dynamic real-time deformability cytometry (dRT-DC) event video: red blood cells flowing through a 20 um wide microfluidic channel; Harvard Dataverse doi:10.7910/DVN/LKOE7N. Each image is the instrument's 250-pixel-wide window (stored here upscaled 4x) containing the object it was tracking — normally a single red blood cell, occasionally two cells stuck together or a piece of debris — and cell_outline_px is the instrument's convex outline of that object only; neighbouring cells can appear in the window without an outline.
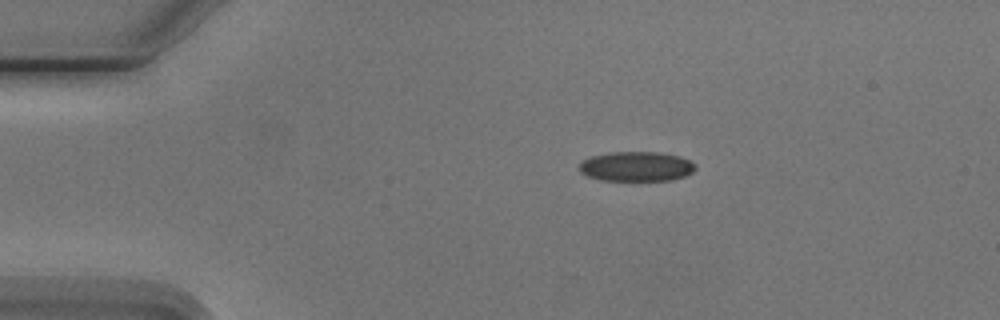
{"species": "Egyptian fruit bat (a non-hibernating species)", "species_latin": "Rousettus aegyptiacus", "temperature_condition": "cold", "stored_images_in_passage": 4, "segment_of_instrument_passage": [1, 2], "camera_frame_rate_fps": 3000, "um_per_image_px": 0.085, "animal": {"sex": "male"}, "frame": {"image": 1, "passage_image": 1, "time_ms": 0.0, "image_size_px": [1000, 320], "cell_outline_px": [[696, 168], [692, 172], [684, 176], [672, 180], [600, 180], [588, 176], [580, 172], [580, 164], [584, 160], [592, 156], [608, 152], [656, 152], [676, 156], [688, 160]], "centroid_in_image_um": [54.05, 14.15], "position_along_channel_um": 30.9, "area_um2": 19.77}}